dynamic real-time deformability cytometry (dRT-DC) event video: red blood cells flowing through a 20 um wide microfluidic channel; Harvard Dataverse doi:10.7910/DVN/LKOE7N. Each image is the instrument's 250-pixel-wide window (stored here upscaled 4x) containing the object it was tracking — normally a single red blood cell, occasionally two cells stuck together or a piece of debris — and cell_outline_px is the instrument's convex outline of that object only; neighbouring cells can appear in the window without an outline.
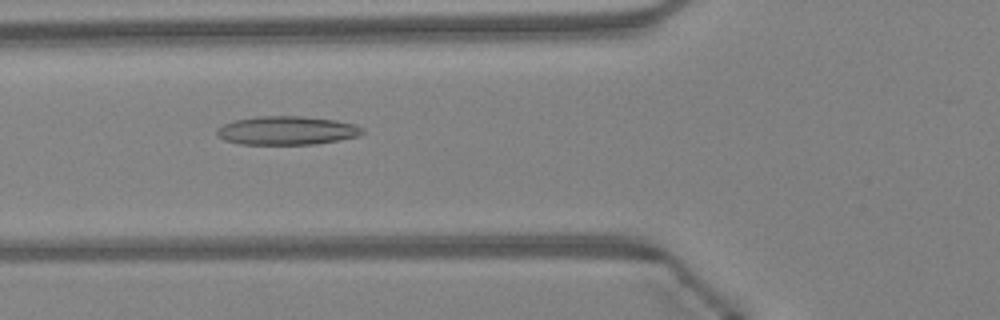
{"species": "Egyptian fruit bat (a non-hibernating species)", "species_latin": "Rousettus aegyptiacus", "temperature_condition": "warm", "stored_images_in_passage": 43, "camera_frame_rate_fps": 3000, "um_per_image_px": 0.085, "animal": {"sex": "female"}, "frame": {"image": 1, "passage_image": 18, "time_ms": 5.667, "image_size_px": [1000, 320], "cell_outline_px": [[364, 132], [360, 136], [340, 140], [316, 144], [240, 144], [224, 140], [216, 136], [216, 128], [224, 124], [236, 120], [256, 116], [304, 116], [336, 120], [356, 124], [364, 128]], "centroid_in_image_um": [24.41, 11.09], "position_along_channel_um": 101.4, "area_um2": 24.57}}
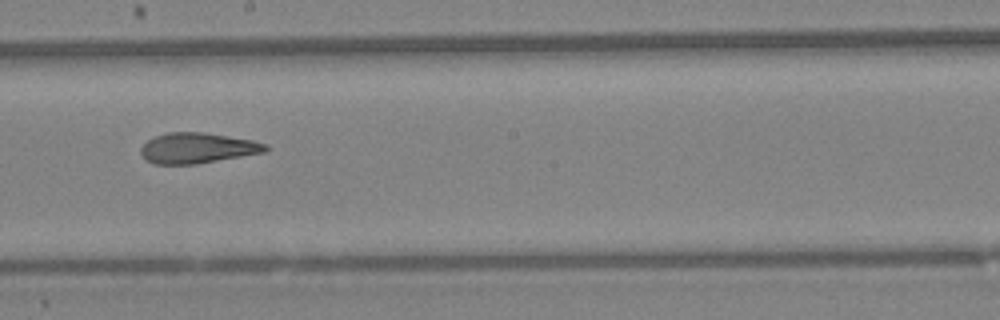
{"frame": {"image": 2, "passage_image": 27, "time_ms": 8.667, "image_size_px": [1000, 320], "cell_outline_px": [[268, 152], [196, 164], [152, 164], [144, 160], [140, 152], [140, 148], [148, 140], [156, 136], [168, 132], [200, 132], [252, 140], [268, 144]], "centroid_in_image_um": [16.78, 12.6], "position_along_channel_um": 231.4, "area_um2": 22.25}}
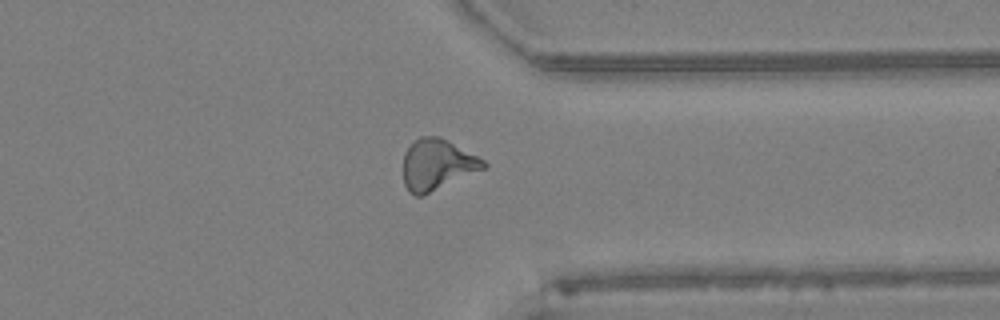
{"frame": {"image": 3, "passage_image": 37, "time_ms": 12.0, "image_size_px": [1000, 320], "cell_outline_px": [[488, 168], [424, 196], [416, 196], [408, 192], [404, 184], [404, 152], [420, 136], [440, 136], [448, 140], [484, 160], [488, 164]], "centroid_in_image_um": [37.19, 14.02], "position_along_channel_um": 374.2, "area_um2": 24.16}, "authors_computed_cell_mechanics": {"area_um2": 23.0044, "velocity_mm_per_s": 4.3494, "shape_relaxation_time_tau1_ms": null, "shape_relaxation_time_tau2_ms": 2.6956, "deformation_change_tau1": null, "deformation_change_tau2": 0.1362}}